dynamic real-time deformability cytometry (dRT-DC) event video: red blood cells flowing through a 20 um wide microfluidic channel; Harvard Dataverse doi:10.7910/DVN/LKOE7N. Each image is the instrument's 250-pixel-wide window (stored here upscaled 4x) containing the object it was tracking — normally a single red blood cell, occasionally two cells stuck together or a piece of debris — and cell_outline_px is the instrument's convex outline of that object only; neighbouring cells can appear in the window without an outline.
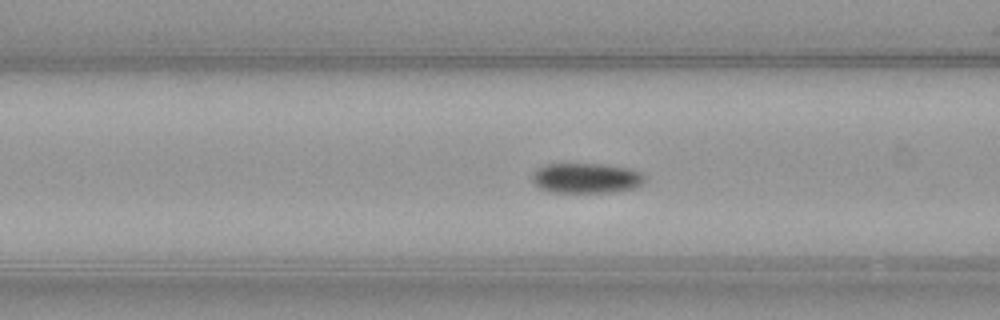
{"species": "common noctule bat (a hibernating species)", "species_latin": "Nyctalus noctula", "temperature_condition": "warm", "stored_images_in_passage": 52, "camera_frame_rate_fps": 3000, "um_per_image_px": 0.085, "animal": {"sex": "female", "body_mass_g": 21.9}, "frame": {"image": 1, "passage_image": 20, "time_ms": 6.333, "image_size_px": [1000, 320], "cell_outline_px": [[648, 180], [636, 188], [612, 192], [552, 192], [536, 188], [532, 184], [532, 172], [536, 168], [544, 164], [604, 164], [632, 168], [640, 172]], "centroid_in_image_um": [49.81, 15.14], "position_along_channel_um": 116.8, "area_um2": 20.29}}
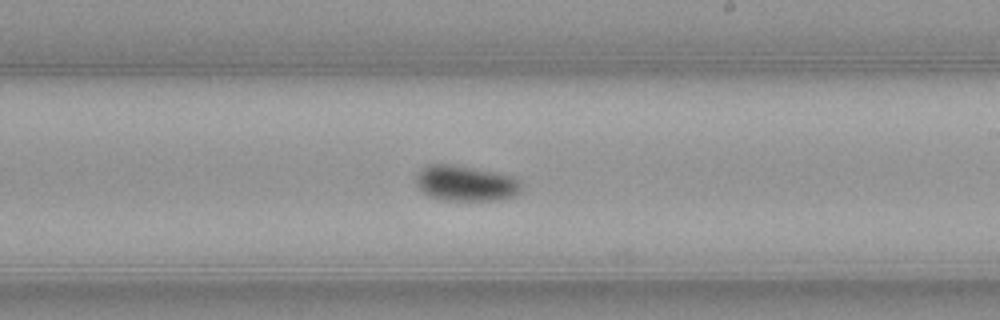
{"frame": {"image": 2, "passage_image": 30, "time_ms": 9.667, "image_size_px": [1000, 320], "cell_outline_px": [[524, 188], [516, 196], [500, 200], [444, 200], [428, 196], [420, 192], [416, 184], [416, 176], [420, 168], [428, 164], [448, 164], [496, 172], [516, 176], [520, 180]], "centroid_in_image_um": [39.61, 15.59], "position_along_channel_um": 249.4, "area_um2": 22.31}}
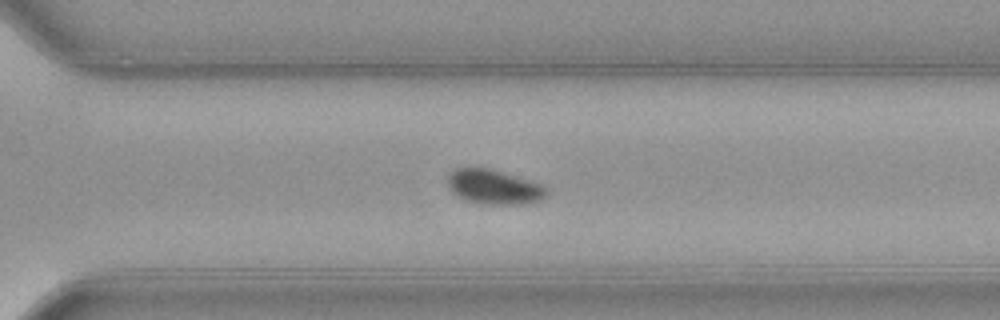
{"frame": {"image": 3, "passage_image": 36, "time_ms": 11.667, "image_size_px": [1000, 320], "cell_outline_px": [[548, 196], [540, 200], [524, 204], [480, 204], [464, 200], [456, 196], [448, 188], [448, 176], [456, 168], [488, 168], [528, 180], [540, 184], [548, 188]], "centroid_in_image_um": [41.98, 15.91], "position_along_channel_um": 328.6, "area_um2": 19.94}, "authors_computed_cell_mechanics": {"area_um2": 19.5075, "velocity_mm_per_s": 3.9724, "shape_relaxation_time_tau1_ms": 6.4123, "shape_relaxation_time_tau2_ms": null, "deformation_change_tau1": 0.1625, "deformation_change_tau2": null}}